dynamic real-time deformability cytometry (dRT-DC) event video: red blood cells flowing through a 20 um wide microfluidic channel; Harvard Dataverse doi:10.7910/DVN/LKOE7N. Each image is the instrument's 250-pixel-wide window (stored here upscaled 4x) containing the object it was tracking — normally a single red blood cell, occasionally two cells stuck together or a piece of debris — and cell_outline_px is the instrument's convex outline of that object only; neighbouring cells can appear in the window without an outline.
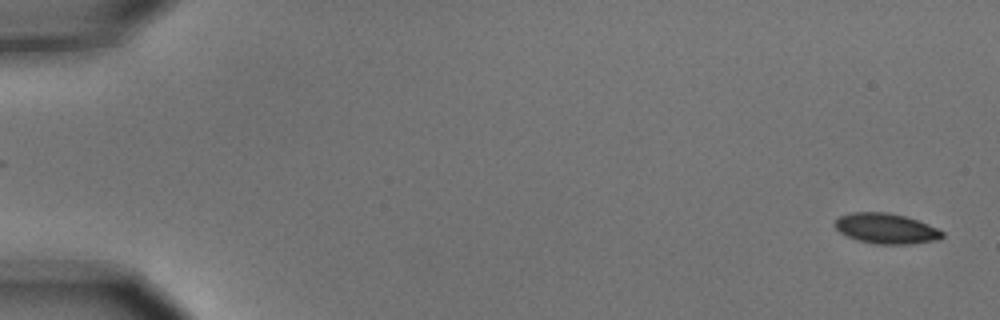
{"species": "common noctule bat (a hibernating species)", "species_latin": "Nyctalus noctula", "temperature_condition": "cold", "stored_images_in_passage": 10, "camera_frame_rate_fps": 3000, "um_per_image_px": 0.085, "animal": {"sex": "male", "body_mass_g": 15.6}, "frame": {"image": 1, "passage_image": 1, "time_ms": 0.0, "image_size_px": [1000, 320], "cell_outline_px": [[944, 236], [932, 240], [908, 244], [876, 244], [860, 240], [848, 236], [840, 232], [832, 224], [836, 216], [852, 212], [888, 212], [904, 216], [928, 224], [944, 232]], "centroid_in_image_um": [75.24, 19.4], "position_along_channel_um": 9.8, "area_um2": 18.84}}
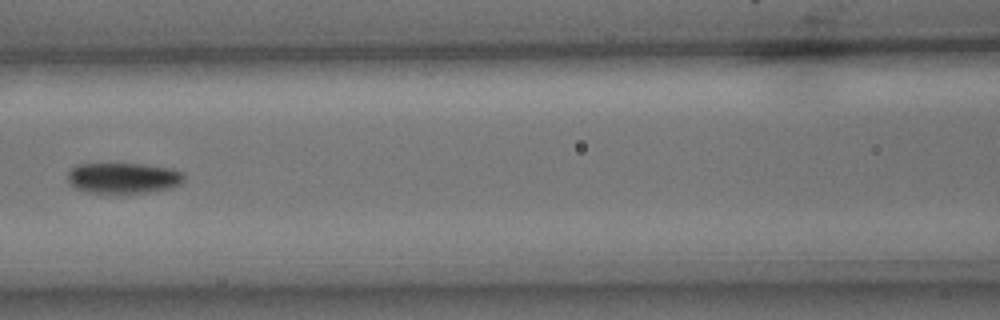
{"frame": {"image": 2, "passage_image": 8, "time_ms": 2.333, "image_size_px": [1000, 320], "cell_outline_px": [[184, 180], [180, 184], [172, 188], [144, 192], [112, 196], [84, 192], [72, 188], [68, 184], [68, 172], [76, 164], [144, 164], [172, 168], [184, 172]], "centroid_in_image_um": [10.43, 15.17], "position_along_channel_um": 156.2, "area_um2": 21.79}}
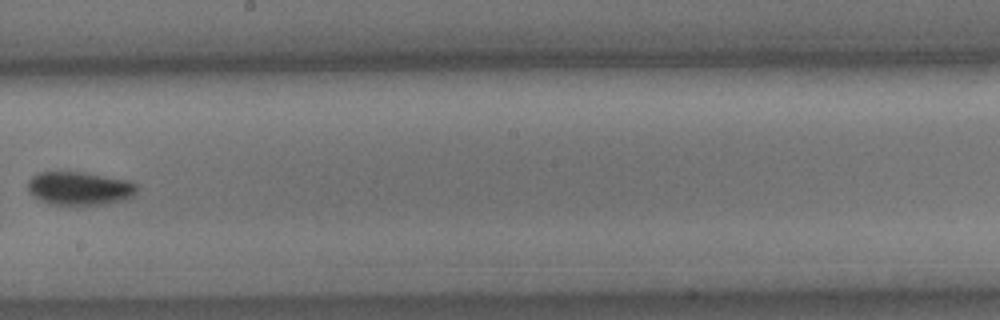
{"frame": {"image": 3, "passage_image": 10, "time_ms": 3.0, "image_size_px": [1000, 320], "cell_outline_px": [[136, 192], [132, 196], [124, 200], [108, 204], [76, 208], [48, 204], [40, 200], [28, 188], [28, 180], [32, 176], [40, 172], [84, 172], [128, 180], [136, 184]], "centroid_in_image_um": [6.77, 16.06], "position_along_channel_um": 241.4, "area_um2": 21.85}}